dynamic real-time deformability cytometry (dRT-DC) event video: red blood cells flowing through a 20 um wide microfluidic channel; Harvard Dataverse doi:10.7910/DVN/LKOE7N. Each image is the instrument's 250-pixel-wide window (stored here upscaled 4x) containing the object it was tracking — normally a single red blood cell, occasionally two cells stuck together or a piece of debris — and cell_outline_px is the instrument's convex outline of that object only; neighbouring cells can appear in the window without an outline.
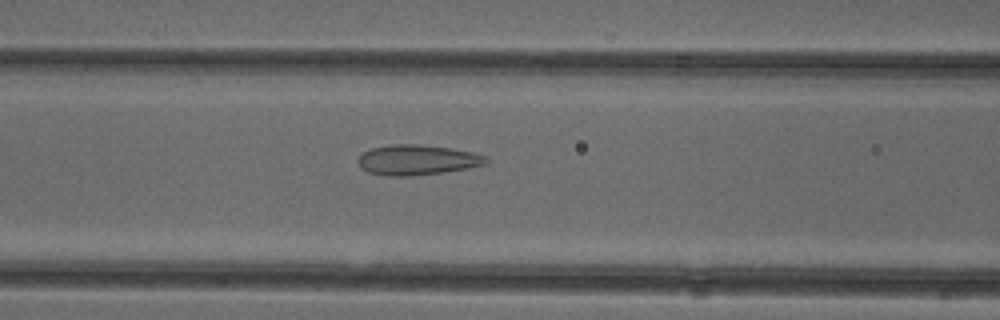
{"species": "common noctule bat (a hibernating species)", "species_latin": "Nyctalus noctula", "temperature_condition": "cold", "stored_images_in_passage": 51, "camera_frame_rate_fps": 3000, "um_per_image_px": 0.085, "animal": {"sex": "female"}, "frame": {"image": 1, "passage_image": 21, "time_ms": 6.667, "image_size_px": [1000, 320], "cell_outline_px": [[488, 160], [484, 164], [468, 168], [412, 176], [384, 176], [368, 172], [356, 160], [364, 152], [372, 148], [392, 144], [420, 144], [452, 148], [472, 152], [488, 156]], "centroid_in_image_um": [35.47, 13.58], "position_along_channel_um": 131.1, "area_um2": 22.43}}
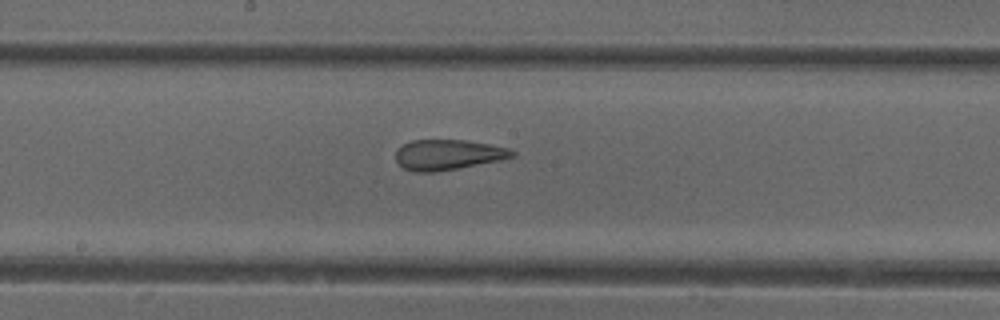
{"frame": {"image": 2, "passage_image": 27, "time_ms": 8.667, "image_size_px": [1000, 320], "cell_outline_px": [[516, 156], [500, 160], [456, 168], [432, 172], [416, 172], [404, 168], [396, 160], [396, 148], [412, 140], [464, 140], [488, 144], [508, 148], [516, 152]], "centroid_in_image_um": [38.07, 13.14], "position_along_channel_um": 210.1, "area_um2": 20.35}}
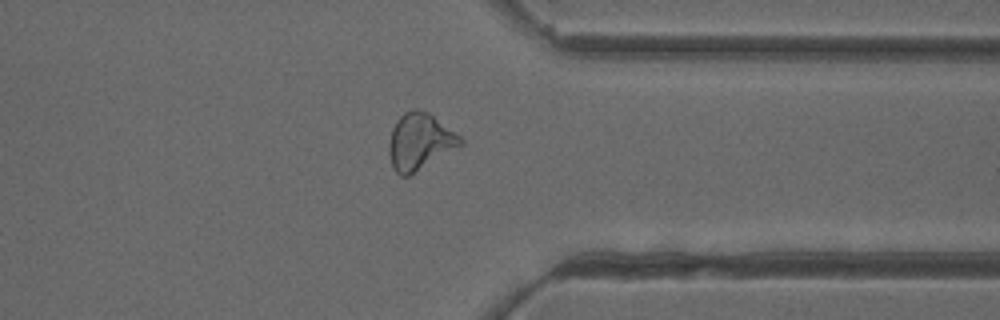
{"frame": {"image": 3, "passage_image": 40, "time_ms": 13.0, "image_size_px": [1000, 320], "cell_outline_px": [[464, 144], [408, 176], [400, 176], [392, 168], [388, 152], [388, 144], [392, 128], [396, 120], [404, 112], [412, 108], [416, 108], [428, 112], [460, 136], [464, 140]], "centroid_in_image_um": [35.65, 12.03], "position_along_channel_um": 375.7, "area_um2": 23.58}, "authors_computed_cell_mechanics": {"area_um2": 23.5824, "velocity_mm_per_s": 3.9498, "shape_relaxation_time_tau1_ms": null, "shape_relaxation_time_tau2_ms": 1.6213, "deformation_change_tau1": null, "deformation_change_tau2": 0.0997}}